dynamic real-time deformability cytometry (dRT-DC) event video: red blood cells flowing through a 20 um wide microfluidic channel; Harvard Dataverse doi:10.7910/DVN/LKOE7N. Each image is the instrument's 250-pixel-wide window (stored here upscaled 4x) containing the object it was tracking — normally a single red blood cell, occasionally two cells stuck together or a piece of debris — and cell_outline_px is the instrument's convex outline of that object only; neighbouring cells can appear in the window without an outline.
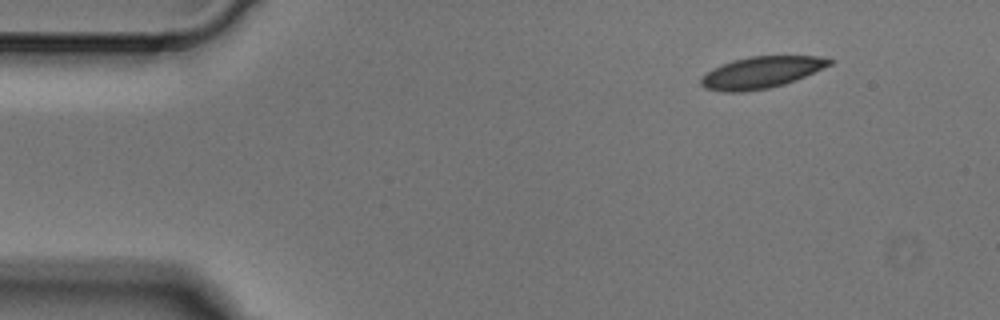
{"species": "Egyptian fruit bat (a non-hibernating species)", "species_latin": "Rousettus aegyptiacus", "temperature_condition": "cold", "stored_images_in_passage": 4, "segment_of_instrument_passage": [1, 2], "camera_frame_rate_fps": 3000, "um_per_image_px": 0.085, "animal": {"sex": "male"}, "frame": {"image": 1, "passage_image": 1, "time_ms": 0.0, "image_size_px": [1000, 320], "cell_outline_px": [[836, 60], [832, 64], [796, 80], [784, 84], [768, 88], [744, 92], [724, 92], [704, 88], [700, 84], [700, 76], [712, 68], [732, 60], [748, 56], [816, 56]], "centroid_in_image_um": [64.67, 6.15], "position_along_channel_um": 20.3, "area_um2": 23.87}}